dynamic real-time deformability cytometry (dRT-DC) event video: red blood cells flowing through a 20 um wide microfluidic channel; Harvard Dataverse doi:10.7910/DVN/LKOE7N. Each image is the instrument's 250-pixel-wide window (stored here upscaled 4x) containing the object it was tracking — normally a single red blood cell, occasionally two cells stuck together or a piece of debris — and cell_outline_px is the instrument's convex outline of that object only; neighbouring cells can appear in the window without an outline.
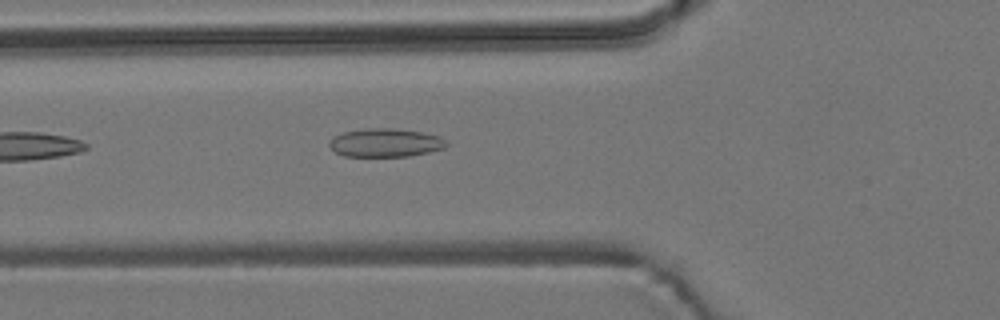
{"species": "common noctule bat (a hibernating species)", "species_latin": "Nyctalus noctula", "temperature_condition": "room temperature", "stored_images_in_passage": 2, "camera_frame_rate_fps": 3000, "um_per_image_px": 0.085, "animal": {"sex": "male", "body_mass_g": 19.2, "forearm_length_mm": 51.8}, "frame": {"image": 1, "passage_image": 2, "time_ms": 1.333, "image_size_px": [1000, 320], "cell_outline_px": [[448, 144], [444, 148], [428, 152], [408, 156], [344, 156], [336, 152], [328, 144], [332, 136], [344, 132], [364, 128], [392, 128], [424, 132], [440, 136]], "centroid_in_image_um": [32.75, 12.12], "position_along_channel_um": 93.1, "area_um2": 19.42}}